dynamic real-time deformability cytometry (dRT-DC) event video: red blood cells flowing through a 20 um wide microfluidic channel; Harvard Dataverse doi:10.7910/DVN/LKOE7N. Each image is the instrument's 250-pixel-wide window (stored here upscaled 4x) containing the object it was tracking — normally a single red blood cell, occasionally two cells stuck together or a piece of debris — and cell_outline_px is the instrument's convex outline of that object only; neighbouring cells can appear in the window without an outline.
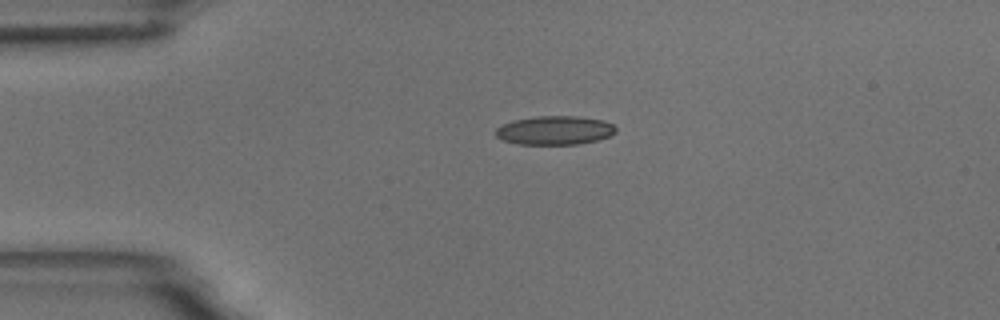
{"species": "common noctule bat (a hibernating species)", "species_latin": "Nyctalus noctula", "temperature_condition": "room temperature", "stored_images_in_passage": 44, "camera_frame_rate_fps": 3000, "um_per_image_px": 0.085, "animal": {"sex": "male", "body_mass_g": 18.8}, "frame": {"image": 1, "passage_image": 1, "time_ms": 0.0, "image_size_px": [1000, 320], "cell_outline_px": [[616, 132], [608, 136], [596, 140], [576, 144], [520, 144], [504, 140], [496, 136], [496, 128], [512, 120], [536, 116], [580, 116], [604, 120], [612, 124], [616, 128]], "centroid_in_image_um": [47.16, 11.06], "position_along_channel_um": 37.8, "area_um2": 20.06}}
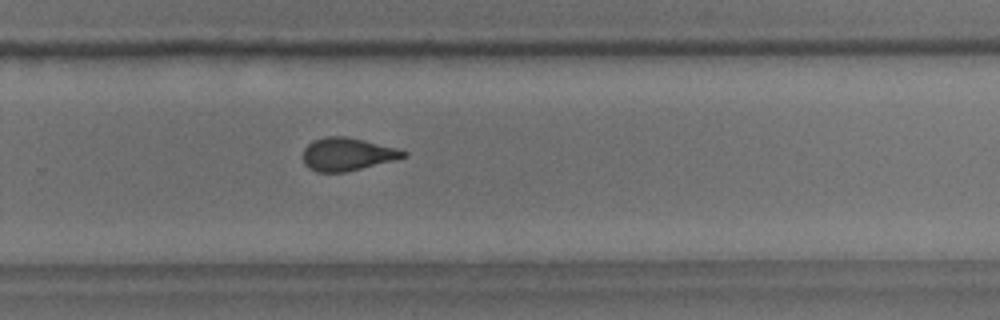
{"frame": {"image": 2, "passage_image": 25, "time_ms": 8.0, "image_size_px": [1000, 320], "cell_outline_px": [[408, 156], [344, 172], [316, 172], [308, 168], [304, 164], [304, 148], [312, 140], [324, 136], [344, 136], [364, 140], [396, 148], [408, 152]], "centroid_in_image_um": [29.48, 13.1], "position_along_channel_um": 300.3, "area_um2": 19.07}}
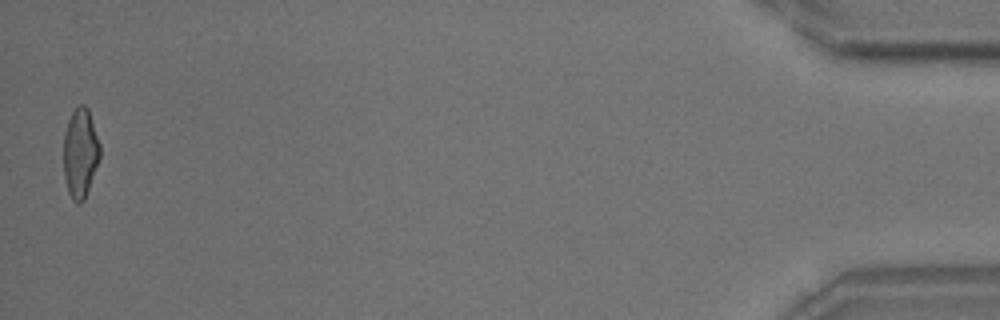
{"frame": {"image": 3, "passage_image": 43, "time_ms": 14.0, "image_size_px": [1000, 320], "cell_outline_px": [[100, 156], [84, 200], [80, 204], [76, 204], [72, 200], [68, 192], [64, 176], [64, 132], [68, 120], [72, 112], [80, 104], [84, 104], [88, 108], [100, 144]], "centroid_in_image_um": [6.82, 13.01], "position_along_channel_um": 428.4, "area_um2": 18.9}, "authors_computed_cell_mechanics": {"area_um2": 19.5364, "velocity_mm_per_s": 3.6711, "shape_relaxation_time_tau1_ms": 7.3696, "shape_relaxation_time_tau2_ms": 1.653, "deformation_change_tau1": 0.1858, "deformation_change_tau2": 0.0842}}